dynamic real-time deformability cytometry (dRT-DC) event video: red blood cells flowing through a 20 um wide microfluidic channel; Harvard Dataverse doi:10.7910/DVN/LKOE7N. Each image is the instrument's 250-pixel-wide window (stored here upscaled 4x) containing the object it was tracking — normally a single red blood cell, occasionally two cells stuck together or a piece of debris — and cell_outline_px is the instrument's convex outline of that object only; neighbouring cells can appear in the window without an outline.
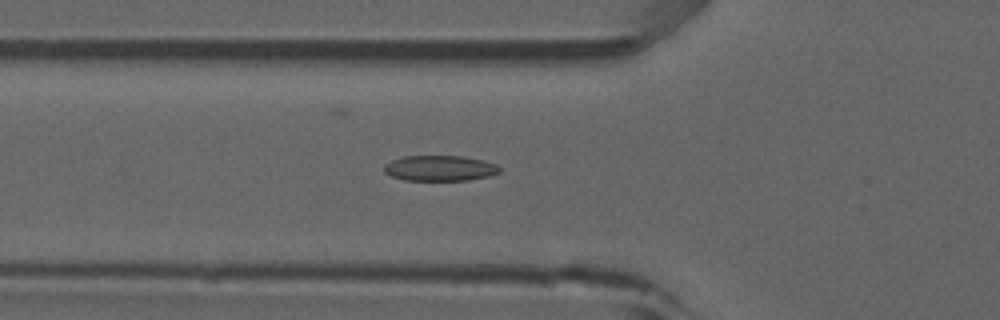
{"species": "common noctule bat (a hibernating species)", "species_latin": "Nyctalus noctula", "temperature_condition": "room temperature", "stored_images_in_passage": 31, "camera_frame_rate_fps": 3000, "um_per_image_px": 0.085, "animal": {"sex": "male", "forearm_length_mm": 52.5}, "frame": {"image": 1, "passage_image": 16, "time_ms": 5.0, "image_size_px": [1000, 320], "cell_outline_px": [[500, 172], [488, 176], [468, 180], [404, 180], [392, 176], [384, 172], [384, 164], [392, 160], [404, 156], [464, 156], [484, 160], [496, 164], [500, 168]], "centroid_in_image_um": [37.39, 14.29], "position_along_channel_um": 88.4, "area_um2": 17.17}}
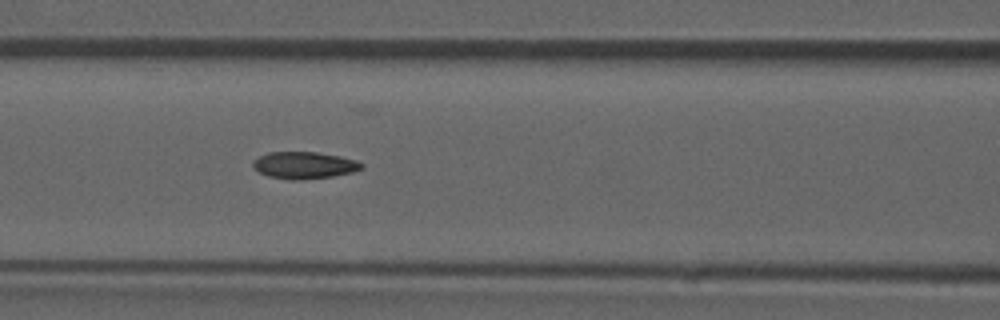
{"frame": {"image": 2, "passage_image": 20, "time_ms": 6.333, "image_size_px": [1000, 320], "cell_outline_px": [[364, 168], [352, 172], [332, 176], [296, 180], [292, 180], [268, 176], [252, 168], [252, 160], [268, 152], [316, 152], [340, 156], [356, 160], [364, 164]], "centroid_in_image_um": [25.85, 14.04], "position_along_channel_um": 140.8, "area_um2": 17.05}}